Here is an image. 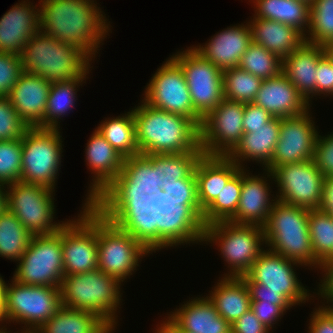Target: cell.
I'll return each instance as SVG.
<instances>
[{"mask_svg": "<svg viewBox=\"0 0 333 333\" xmlns=\"http://www.w3.org/2000/svg\"><path fill=\"white\" fill-rule=\"evenodd\" d=\"M161 178V154L124 158L119 175L91 205L105 218L147 220L159 208Z\"/></svg>", "mask_w": 333, "mask_h": 333, "instance_id": "obj_1", "label": "cell"}, {"mask_svg": "<svg viewBox=\"0 0 333 333\" xmlns=\"http://www.w3.org/2000/svg\"><path fill=\"white\" fill-rule=\"evenodd\" d=\"M97 247L98 269L123 284L146 255L173 246L144 219L105 218L97 210Z\"/></svg>", "mask_w": 333, "mask_h": 333, "instance_id": "obj_2", "label": "cell"}, {"mask_svg": "<svg viewBox=\"0 0 333 333\" xmlns=\"http://www.w3.org/2000/svg\"><path fill=\"white\" fill-rule=\"evenodd\" d=\"M38 5L40 31L80 47L94 61L101 43L111 31L110 21L97 6V1L46 0Z\"/></svg>", "mask_w": 333, "mask_h": 333, "instance_id": "obj_3", "label": "cell"}, {"mask_svg": "<svg viewBox=\"0 0 333 333\" xmlns=\"http://www.w3.org/2000/svg\"><path fill=\"white\" fill-rule=\"evenodd\" d=\"M139 154H180L199 147V127L188 117L150 107L132 108Z\"/></svg>", "mask_w": 333, "mask_h": 333, "instance_id": "obj_4", "label": "cell"}, {"mask_svg": "<svg viewBox=\"0 0 333 333\" xmlns=\"http://www.w3.org/2000/svg\"><path fill=\"white\" fill-rule=\"evenodd\" d=\"M195 173L190 178L163 181L159 208L146 220L173 247L187 245L202 229Z\"/></svg>", "mask_w": 333, "mask_h": 333, "instance_id": "obj_5", "label": "cell"}, {"mask_svg": "<svg viewBox=\"0 0 333 333\" xmlns=\"http://www.w3.org/2000/svg\"><path fill=\"white\" fill-rule=\"evenodd\" d=\"M21 59L23 72L43 77L50 83L88 77L93 60L80 47L41 31L25 44Z\"/></svg>", "mask_w": 333, "mask_h": 333, "instance_id": "obj_6", "label": "cell"}, {"mask_svg": "<svg viewBox=\"0 0 333 333\" xmlns=\"http://www.w3.org/2000/svg\"><path fill=\"white\" fill-rule=\"evenodd\" d=\"M215 243L228 264L224 277L244 276L266 249L264 229L259 225L219 221L203 227L189 242ZM263 246V247H262ZM265 246V247H264Z\"/></svg>", "mask_w": 333, "mask_h": 333, "instance_id": "obj_7", "label": "cell"}, {"mask_svg": "<svg viewBox=\"0 0 333 333\" xmlns=\"http://www.w3.org/2000/svg\"><path fill=\"white\" fill-rule=\"evenodd\" d=\"M308 218L309 209L276 200L263 226L265 245L274 253L318 270L320 263L314 258Z\"/></svg>", "mask_w": 333, "mask_h": 333, "instance_id": "obj_8", "label": "cell"}, {"mask_svg": "<svg viewBox=\"0 0 333 333\" xmlns=\"http://www.w3.org/2000/svg\"><path fill=\"white\" fill-rule=\"evenodd\" d=\"M121 282L98 268L64 276L61 283L62 306L95 313L114 331L118 324L116 314L122 303ZM122 300V301H121Z\"/></svg>", "mask_w": 333, "mask_h": 333, "instance_id": "obj_9", "label": "cell"}, {"mask_svg": "<svg viewBox=\"0 0 333 333\" xmlns=\"http://www.w3.org/2000/svg\"><path fill=\"white\" fill-rule=\"evenodd\" d=\"M59 129L29 127L22 137L20 181L54 190L61 168L63 141Z\"/></svg>", "mask_w": 333, "mask_h": 333, "instance_id": "obj_10", "label": "cell"}, {"mask_svg": "<svg viewBox=\"0 0 333 333\" xmlns=\"http://www.w3.org/2000/svg\"><path fill=\"white\" fill-rule=\"evenodd\" d=\"M10 282L5 287L6 325L24 324L20 333H35L62 306L60 287Z\"/></svg>", "mask_w": 333, "mask_h": 333, "instance_id": "obj_11", "label": "cell"}, {"mask_svg": "<svg viewBox=\"0 0 333 333\" xmlns=\"http://www.w3.org/2000/svg\"><path fill=\"white\" fill-rule=\"evenodd\" d=\"M42 185L17 181L7 185V209L32 235L58 232L67 221L55 222L54 192ZM54 221V222H53Z\"/></svg>", "mask_w": 333, "mask_h": 333, "instance_id": "obj_12", "label": "cell"}, {"mask_svg": "<svg viewBox=\"0 0 333 333\" xmlns=\"http://www.w3.org/2000/svg\"><path fill=\"white\" fill-rule=\"evenodd\" d=\"M13 279L26 285L61 287L64 278L61 229L53 234L32 235L17 261Z\"/></svg>", "mask_w": 333, "mask_h": 333, "instance_id": "obj_13", "label": "cell"}, {"mask_svg": "<svg viewBox=\"0 0 333 333\" xmlns=\"http://www.w3.org/2000/svg\"><path fill=\"white\" fill-rule=\"evenodd\" d=\"M61 241L64 276L97 269V209L83 204L78 217L61 228Z\"/></svg>", "mask_w": 333, "mask_h": 333, "instance_id": "obj_14", "label": "cell"}, {"mask_svg": "<svg viewBox=\"0 0 333 333\" xmlns=\"http://www.w3.org/2000/svg\"><path fill=\"white\" fill-rule=\"evenodd\" d=\"M171 58L181 67L194 111L203 119L224 99L222 70L192 47L176 52Z\"/></svg>", "mask_w": 333, "mask_h": 333, "instance_id": "obj_15", "label": "cell"}, {"mask_svg": "<svg viewBox=\"0 0 333 333\" xmlns=\"http://www.w3.org/2000/svg\"><path fill=\"white\" fill-rule=\"evenodd\" d=\"M152 75L142 100L150 107L188 117L200 127L202 118L194 111L181 67L170 57Z\"/></svg>", "mask_w": 333, "mask_h": 333, "instance_id": "obj_16", "label": "cell"}, {"mask_svg": "<svg viewBox=\"0 0 333 333\" xmlns=\"http://www.w3.org/2000/svg\"><path fill=\"white\" fill-rule=\"evenodd\" d=\"M299 266L303 265L265 249L241 278L245 282L262 284V289L280 292L293 306L305 304L314 300L315 294H310L298 279L295 269Z\"/></svg>", "mask_w": 333, "mask_h": 333, "instance_id": "obj_17", "label": "cell"}, {"mask_svg": "<svg viewBox=\"0 0 333 333\" xmlns=\"http://www.w3.org/2000/svg\"><path fill=\"white\" fill-rule=\"evenodd\" d=\"M271 182L276 184V198L309 210L318 209L322 201L324 176L314 159L284 164L274 168Z\"/></svg>", "mask_w": 333, "mask_h": 333, "instance_id": "obj_18", "label": "cell"}, {"mask_svg": "<svg viewBox=\"0 0 333 333\" xmlns=\"http://www.w3.org/2000/svg\"><path fill=\"white\" fill-rule=\"evenodd\" d=\"M243 102L223 99L203 119L199 127V146L206 155L227 156L244 134Z\"/></svg>", "mask_w": 333, "mask_h": 333, "instance_id": "obj_19", "label": "cell"}, {"mask_svg": "<svg viewBox=\"0 0 333 333\" xmlns=\"http://www.w3.org/2000/svg\"><path fill=\"white\" fill-rule=\"evenodd\" d=\"M310 111L309 109L299 116L280 118L279 140L266 170L272 171L284 164L314 159L319 132Z\"/></svg>", "mask_w": 333, "mask_h": 333, "instance_id": "obj_20", "label": "cell"}, {"mask_svg": "<svg viewBox=\"0 0 333 333\" xmlns=\"http://www.w3.org/2000/svg\"><path fill=\"white\" fill-rule=\"evenodd\" d=\"M247 168H242V187L236 214L229 220L237 224L264 226L273 204L277 200L271 194L268 181L272 179L271 171L263 169V176L251 175ZM264 173H266L264 175ZM267 175V177H265ZM267 178H270L267 180ZM272 196V197H271ZM272 198V199H271Z\"/></svg>", "mask_w": 333, "mask_h": 333, "instance_id": "obj_21", "label": "cell"}, {"mask_svg": "<svg viewBox=\"0 0 333 333\" xmlns=\"http://www.w3.org/2000/svg\"><path fill=\"white\" fill-rule=\"evenodd\" d=\"M85 147L87 168L93 179L90 181L84 204H91L115 180L123 167L120 155L95 128Z\"/></svg>", "mask_w": 333, "mask_h": 333, "instance_id": "obj_22", "label": "cell"}, {"mask_svg": "<svg viewBox=\"0 0 333 333\" xmlns=\"http://www.w3.org/2000/svg\"><path fill=\"white\" fill-rule=\"evenodd\" d=\"M244 23L229 26L217 32L204 45H193L192 48L222 71L238 67L242 55L252 43L249 21Z\"/></svg>", "mask_w": 333, "mask_h": 333, "instance_id": "obj_23", "label": "cell"}, {"mask_svg": "<svg viewBox=\"0 0 333 333\" xmlns=\"http://www.w3.org/2000/svg\"><path fill=\"white\" fill-rule=\"evenodd\" d=\"M28 1L14 4L0 18V52L21 55L25 44L40 31L39 6Z\"/></svg>", "mask_w": 333, "mask_h": 333, "instance_id": "obj_24", "label": "cell"}, {"mask_svg": "<svg viewBox=\"0 0 333 333\" xmlns=\"http://www.w3.org/2000/svg\"><path fill=\"white\" fill-rule=\"evenodd\" d=\"M51 83L35 74L22 72L7 98L28 127L43 128Z\"/></svg>", "mask_w": 333, "mask_h": 333, "instance_id": "obj_25", "label": "cell"}, {"mask_svg": "<svg viewBox=\"0 0 333 333\" xmlns=\"http://www.w3.org/2000/svg\"><path fill=\"white\" fill-rule=\"evenodd\" d=\"M253 103L276 118L299 116L311 107L282 72L262 80Z\"/></svg>", "mask_w": 333, "mask_h": 333, "instance_id": "obj_26", "label": "cell"}, {"mask_svg": "<svg viewBox=\"0 0 333 333\" xmlns=\"http://www.w3.org/2000/svg\"><path fill=\"white\" fill-rule=\"evenodd\" d=\"M240 169L241 167L228 156H201L194 173L197 180V198L202 212L216 200L222 188Z\"/></svg>", "mask_w": 333, "mask_h": 333, "instance_id": "obj_27", "label": "cell"}, {"mask_svg": "<svg viewBox=\"0 0 333 333\" xmlns=\"http://www.w3.org/2000/svg\"><path fill=\"white\" fill-rule=\"evenodd\" d=\"M324 55L322 45L304 42L282 59V73L309 104L316 97L317 65Z\"/></svg>", "mask_w": 333, "mask_h": 333, "instance_id": "obj_28", "label": "cell"}, {"mask_svg": "<svg viewBox=\"0 0 333 333\" xmlns=\"http://www.w3.org/2000/svg\"><path fill=\"white\" fill-rule=\"evenodd\" d=\"M167 316L190 333H231V324L219 315L207 296L187 300Z\"/></svg>", "mask_w": 333, "mask_h": 333, "instance_id": "obj_29", "label": "cell"}, {"mask_svg": "<svg viewBox=\"0 0 333 333\" xmlns=\"http://www.w3.org/2000/svg\"><path fill=\"white\" fill-rule=\"evenodd\" d=\"M279 131L280 118L273 117L266 126L251 128L250 133H244L240 142L227 156L241 168H245L243 162L248 160L260 163L262 169H265L272 160Z\"/></svg>", "mask_w": 333, "mask_h": 333, "instance_id": "obj_30", "label": "cell"}, {"mask_svg": "<svg viewBox=\"0 0 333 333\" xmlns=\"http://www.w3.org/2000/svg\"><path fill=\"white\" fill-rule=\"evenodd\" d=\"M249 24L252 42L278 55L281 59L305 42V36L290 25L255 16L251 17Z\"/></svg>", "mask_w": 333, "mask_h": 333, "instance_id": "obj_31", "label": "cell"}, {"mask_svg": "<svg viewBox=\"0 0 333 333\" xmlns=\"http://www.w3.org/2000/svg\"><path fill=\"white\" fill-rule=\"evenodd\" d=\"M215 285L207 297L214 304L219 315L233 324L251 308V298L246 282L241 277L222 276Z\"/></svg>", "mask_w": 333, "mask_h": 333, "instance_id": "obj_32", "label": "cell"}, {"mask_svg": "<svg viewBox=\"0 0 333 333\" xmlns=\"http://www.w3.org/2000/svg\"><path fill=\"white\" fill-rule=\"evenodd\" d=\"M35 333H114L98 315L61 306Z\"/></svg>", "mask_w": 333, "mask_h": 333, "instance_id": "obj_33", "label": "cell"}, {"mask_svg": "<svg viewBox=\"0 0 333 333\" xmlns=\"http://www.w3.org/2000/svg\"><path fill=\"white\" fill-rule=\"evenodd\" d=\"M256 18L290 25L306 36L309 29L310 4L302 0H250Z\"/></svg>", "mask_w": 333, "mask_h": 333, "instance_id": "obj_34", "label": "cell"}, {"mask_svg": "<svg viewBox=\"0 0 333 333\" xmlns=\"http://www.w3.org/2000/svg\"><path fill=\"white\" fill-rule=\"evenodd\" d=\"M97 131L124 158L139 155L133 111L102 120Z\"/></svg>", "mask_w": 333, "mask_h": 333, "instance_id": "obj_35", "label": "cell"}, {"mask_svg": "<svg viewBox=\"0 0 333 333\" xmlns=\"http://www.w3.org/2000/svg\"><path fill=\"white\" fill-rule=\"evenodd\" d=\"M86 79L88 78L80 77L72 81L51 83L45 109V117L43 119V128H60L59 121L62 120V117L65 115L68 116V111L74 108L79 86L86 83Z\"/></svg>", "mask_w": 333, "mask_h": 333, "instance_id": "obj_36", "label": "cell"}, {"mask_svg": "<svg viewBox=\"0 0 333 333\" xmlns=\"http://www.w3.org/2000/svg\"><path fill=\"white\" fill-rule=\"evenodd\" d=\"M32 234L8 209L0 214V257L18 261L26 251Z\"/></svg>", "mask_w": 333, "mask_h": 333, "instance_id": "obj_37", "label": "cell"}, {"mask_svg": "<svg viewBox=\"0 0 333 333\" xmlns=\"http://www.w3.org/2000/svg\"><path fill=\"white\" fill-rule=\"evenodd\" d=\"M242 187V168L227 182L216 200L202 214V228L219 221H229L239 204Z\"/></svg>", "mask_w": 333, "mask_h": 333, "instance_id": "obj_38", "label": "cell"}, {"mask_svg": "<svg viewBox=\"0 0 333 333\" xmlns=\"http://www.w3.org/2000/svg\"><path fill=\"white\" fill-rule=\"evenodd\" d=\"M222 76L225 100L243 103L254 101L262 83L261 78L239 67L223 70Z\"/></svg>", "mask_w": 333, "mask_h": 333, "instance_id": "obj_39", "label": "cell"}, {"mask_svg": "<svg viewBox=\"0 0 333 333\" xmlns=\"http://www.w3.org/2000/svg\"><path fill=\"white\" fill-rule=\"evenodd\" d=\"M305 42L315 45L333 43V0H313Z\"/></svg>", "mask_w": 333, "mask_h": 333, "instance_id": "obj_40", "label": "cell"}, {"mask_svg": "<svg viewBox=\"0 0 333 333\" xmlns=\"http://www.w3.org/2000/svg\"><path fill=\"white\" fill-rule=\"evenodd\" d=\"M308 226L314 258L321 263L333 257V217L319 209L309 210Z\"/></svg>", "mask_w": 333, "mask_h": 333, "instance_id": "obj_41", "label": "cell"}, {"mask_svg": "<svg viewBox=\"0 0 333 333\" xmlns=\"http://www.w3.org/2000/svg\"><path fill=\"white\" fill-rule=\"evenodd\" d=\"M238 67L265 80L273 78L282 72V59L264 47L252 42L242 55Z\"/></svg>", "mask_w": 333, "mask_h": 333, "instance_id": "obj_42", "label": "cell"}, {"mask_svg": "<svg viewBox=\"0 0 333 333\" xmlns=\"http://www.w3.org/2000/svg\"><path fill=\"white\" fill-rule=\"evenodd\" d=\"M203 154V150L199 146L195 151L187 153L161 155V179L176 181L190 178Z\"/></svg>", "mask_w": 333, "mask_h": 333, "instance_id": "obj_43", "label": "cell"}, {"mask_svg": "<svg viewBox=\"0 0 333 333\" xmlns=\"http://www.w3.org/2000/svg\"><path fill=\"white\" fill-rule=\"evenodd\" d=\"M22 140L0 141V182L6 185L20 181Z\"/></svg>", "mask_w": 333, "mask_h": 333, "instance_id": "obj_44", "label": "cell"}, {"mask_svg": "<svg viewBox=\"0 0 333 333\" xmlns=\"http://www.w3.org/2000/svg\"><path fill=\"white\" fill-rule=\"evenodd\" d=\"M29 127L7 97H0V141L22 139Z\"/></svg>", "mask_w": 333, "mask_h": 333, "instance_id": "obj_45", "label": "cell"}, {"mask_svg": "<svg viewBox=\"0 0 333 333\" xmlns=\"http://www.w3.org/2000/svg\"><path fill=\"white\" fill-rule=\"evenodd\" d=\"M23 72L21 55L0 52V97H7Z\"/></svg>", "mask_w": 333, "mask_h": 333, "instance_id": "obj_46", "label": "cell"}, {"mask_svg": "<svg viewBox=\"0 0 333 333\" xmlns=\"http://www.w3.org/2000/svg\"><path fill=\"white\" fill-rule=\"evenodd\" d=\"M314 161L324 177L333 176V132L326 137L318 134Z\"/></svg>", "mask_w": 333, "mask_h": 333, "instance_id": "obj_47", "label": "cell"}, {"mask_svg": "<svg viewBox=\"0 0 333 333\" xmlns=\"http://www.w3.org/2000/svg\"><path fill=\"white\" fill-rule=\"evenodd\" d=\"M318 269L321 270L323 276L322 279H320L321 282L317 285V292H313V294L315 293L317 295L315 297L324 300L321 304H328H323L324 306L321 305V307L333 310V257H329L322 261Z\"/></svg>", "mask_w": 333, "mask_h": 333, "instance_id": "obj_48", "label": "cell"}, {"mask_svg": "<svg viewBox=\"0 0 333 333\" xmlns=\"http://www.w3.org/2000/svg\"><path fill=\"white\" fill-rule=\"evenodd\" d=\"M251 302L273 303L279 305L285 312L292 308V304L280 292L262 289V284L246 282ZM287 310V311H286Z\"/></svg>", "mask_w": 333, "mask_h": 333, "instance_id": "obj_49", "label": "cell"}, {"mask_svg": "<svg viewBox=\"0 0 333 333\" xmlns=\"http://www.w3.org/2000/svg\"><path fill=\"white\" fill-rule=\"evenodd\" d=\"M333 96V64L324 55L318 62L316 74V96Z\"/></svg>", "mask_w": 333, "mask_h": 333, "instance_id": "obj_50", "label": "cell"}, {"mask_svg": "<svg viewBox=\"0 0 333 333\" xmlns=\"http://www.w3.org/2000/svg\"><path fill=\"white\" fill-rule=\"evenodd\" d=\"M272 118V115L261 106H257L253 102L245 103L243 115L244 133H250L251 128L266 126Z\"/></svg>", "mask_w": 333, "mask_h": 333, "instance_id": "obj_51", "label": "cell"}, {"mask_svg": "<svg viewBox=\"0 0 333 333\" xmlns=\"http://www.w3.org/2000/svg\"><path fill=\"white\" fill-rule=\"evenodd\" d=\"M256 317L269 329L286 313L279 305L273 303L251 302V308Z\"/></svg>", "mask_w": 333, "mask_h": 333, "instance_id": "obj_52", "label": "cell"}, {"mask_svg": "<svg viewBox=\"0 0 333 333\" xmlns=\"http://www.w3.org/2000/svg\"><path fill=\"white\" fill-rule=\"evenodd\" d=\"M311 313L309 333H333V310L318 306Z\"/></svg>", "mask_w": 333, "mask_h": 333, "instance_id": "obj_53", "label": "cell"}, {"mask_svg": "<svg viewBox=\"0 0 333 333\" xmlns=\"http://www.w3.org/2000/svg\"><path fill=\"white\" fill-rule=\"evenodd\" d=\"M231 333H270V330L249 309L231 324Z\"/></svg>", "mask_w": 333, "mask_h": 333, "instance_id": "obj_54", "label": "cell"}, {"mask_svg": "<svg viewBox=\"0 0 333 333\" xmlns=\"http://www.w3.org/2000/svg\"><path fill=\"white\" fill-rule=\"evenodd\" d=\"M318 209L333 217V176L324 178L322 201Z\"/></svg>", "mask_w": 333, "mask_h": 333, "instance_id": "obj_55", "label": "cell"}, {"mask_svg": "<svg viewBox=\"0 0 333 333\" xmlns=\"http://www.w3.org/2000/svg\"><path fill=\"white\" fill-rule=\"evenodd\" d=\"M155 328V333H190L180 329L168 316Z\"/></svg>", "mask_w": 333, "mask_h": 333, "instance_id": "obj_56", "label": "cell"}, {"mask_svg": "<svg viewBox=\"0 0 333 333\" xmlns=\"http://www.w3.org/2000/svg\"><path fill=\"white\" fill-rule=\"evenodd\" d=\"M5 287L6 282L0 275V323L5 324L6 322V313H5ZM0 328H5L6 325H0Z\"/></svg>", "mask_w": 333, "mask_h": 333, "instance_id": "obj_57", "label": "cell"}, {"mask_svg": "<svg viewBox=\"0 0 333 333\" xmlns=\"http://www.w3.org/2000/svg\"><path fill=\"white\" fill-rule=\"evenodd\" d=\"M7 185L0 182V214L7 209Z\"/></svg>", "mask_w": 333, "mask_h": 333, "instance_id": "obj_58", "label": "cell"}, {"mask_svg": "<svg viewBox=\"0 0 333 333\" xmlns=\"http://www.w3.org/2000/svg\"><path fill=\"white\" fill-rule=\"evenodd\" d=\"M325 55L333 64V43L323 45Z\"/></svg>", "mask_w": 333, "mask_h": 333, "instance_id": "obj_59", "label": "cell"}, {"mask_svg": "<svg viewBox=\"0 0 333 333\" xmlns=\"http://www.w3.org/2000/svg\"><path fill=\"white\" fill-rule=\"evenodd\" d=\"M0 333H11L7 328H0ZM14 333H19V332H14Z\"/></svg>", "mask_w": 333, "mask_h": 333, "instance_id": "obj_60", "label": "cell"}, {"mask_svg": "<svg viewBox=\"0 0 333 333\" xmlns=\"http://www.w3.org/2000/svg\"><path fill=\"white\" fill-rule=\"evenodd\" d=\"M302 1H305V2H307L308 4H311L313 0H302Z\"/></svg>", "mask_w": 333, "mask_h": 333, "instance_id": "obj_61", "label": "cell"}]
</instances>
